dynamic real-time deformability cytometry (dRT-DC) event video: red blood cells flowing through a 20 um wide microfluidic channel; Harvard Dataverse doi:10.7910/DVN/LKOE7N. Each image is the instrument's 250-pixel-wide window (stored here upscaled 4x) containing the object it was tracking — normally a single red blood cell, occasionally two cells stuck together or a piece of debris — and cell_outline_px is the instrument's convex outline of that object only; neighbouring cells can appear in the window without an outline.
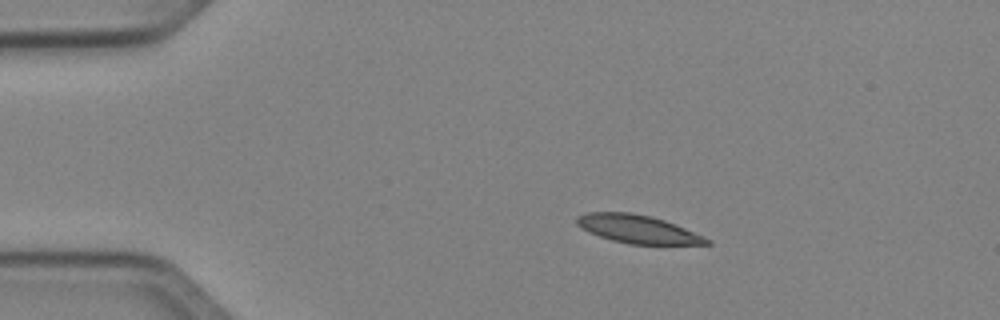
{"species": "Egyptian fruit bat (a non-hibernating species)", "species_latin": "Rousettus aegyptiacus", "temperature_condition": "cold", "stored_images_in_passage": 12, "camera_frame_rate_fps": 3000, "um_per_image_px": 0.085, "animal": {"sex": "female"}, "frame": {"image": 1, "passage_image": 1, "time_ms": 0.0, "image_size_px": [1000, 320], "cell_outline_px": [[712, 244], [628, 244], [612, 240], [588, 232], [580, 228], [576, 224], [576, 216], [588, 212], [632, 212], [652, 216], [676, 224], [704, 236], [712, 240]], "centroid_in_image_um": [54.2, 19.46], "position_along_channel_um": 30.8, "area_um2": 21.5}}
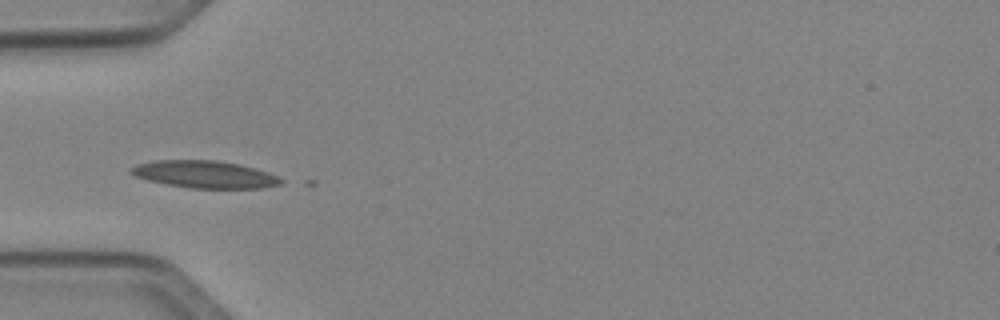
{"frame": {"image": 2, "passage_image": 8, "time_ms": 2.333, "image_size_px": [1000, 320], "cell_outline_px": [[284, 180], [280, 184], [264, 188], [188, 188], [148, 180], [136, 176], [128, 172], [136, 164], [156, 160], [216, 160], [240, 164], [268, 172]], "centroid_in_image_um": [17.4, 14.82], "position_along_channel_um": 67.6, "area_um2": 23.76}}
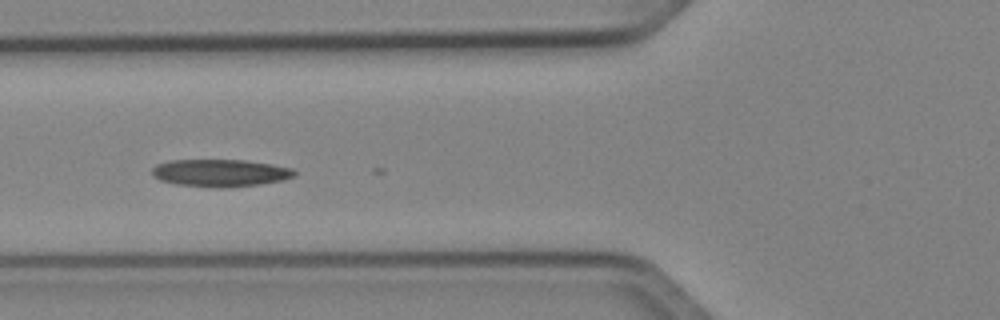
{"frame": {"image": 3, "passage_image": 11, "time_ms": 3.333, "image_size_px": [1000, 320], "cell_outline_px": [[296, 176], [284, 180], [260, 184], [228, 188], [212, 188], [176, 184], [160, 180], [152, 176], [152, 168], [156, 164], [172, 160], [244, 160], [272, 164], [292, 168], [296, 172]], "centroid_in_image_um": [18.73, 14.71], "position_along_channel_um": 107.1, "area_um2": 23.0}}